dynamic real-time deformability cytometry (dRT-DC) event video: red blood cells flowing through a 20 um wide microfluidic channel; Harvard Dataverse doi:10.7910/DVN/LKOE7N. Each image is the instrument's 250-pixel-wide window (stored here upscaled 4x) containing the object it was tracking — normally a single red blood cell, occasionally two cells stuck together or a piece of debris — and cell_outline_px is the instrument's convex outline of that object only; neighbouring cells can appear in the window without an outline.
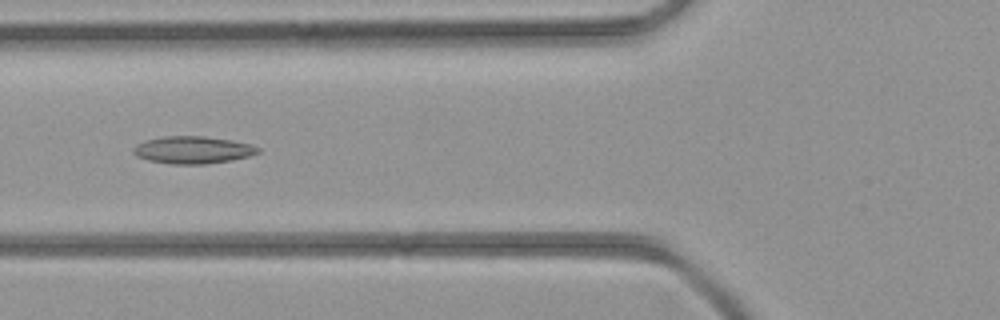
{"species": "common noctule bat (a hibernating species)", "species_latin": "Nyctalus noctula", "temperature_condition": "room temperature", "stored_images_in_passage": 38, "camera_frame_rate_fps": 3000, "um_per_image_px": 0.085, "animal": {"sex": "female", "body_mass_g": 21.9}, "frame": {"image": 1, "passage_image": 11, "time_ms": 3.333, "image_size_px": [1000, 320], "cell_outline_px": [[260, 152], [248, 156], [232, 160], [204, 164], [172, 164], [148, 160], [136, 156], [132, 152], [132, 148], [136, 144], [144, 140], [164, 136], [204, 136], [232, 140], [252, 144], [260, 148]], "centroid_in_image_um": [16.37, 12.74], "position_along_channel_um": 109.4, "area_um2": 20.0}}
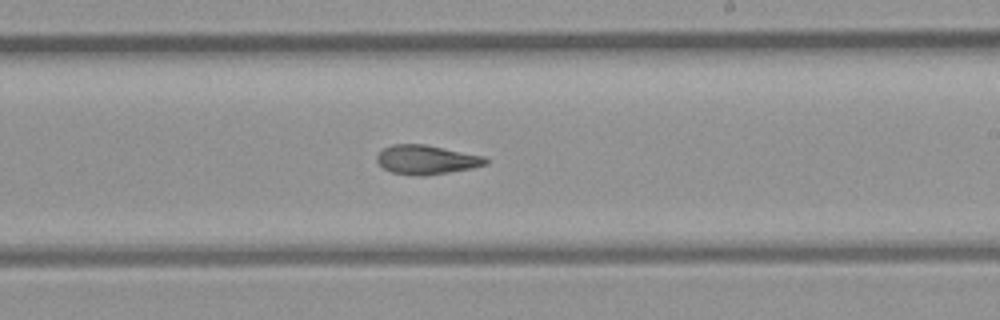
{"frame": {"image": 2, "passage_image": 20, "time_ms": 6.333, "image_size_px": [1000, 320], "cell_outline_px": [[488, 164], [472, 168], [424, 176], [420, 176], [392, 172], [384, 168], [376, 160], [376, 156], [384, 148], [392, 144], [424, 144], [484, 156], [488, 160]], "centroid_in_image_um": [36.25, 13.57], "position_along_channel_um": 252.7, "area_um2": 18.32}}
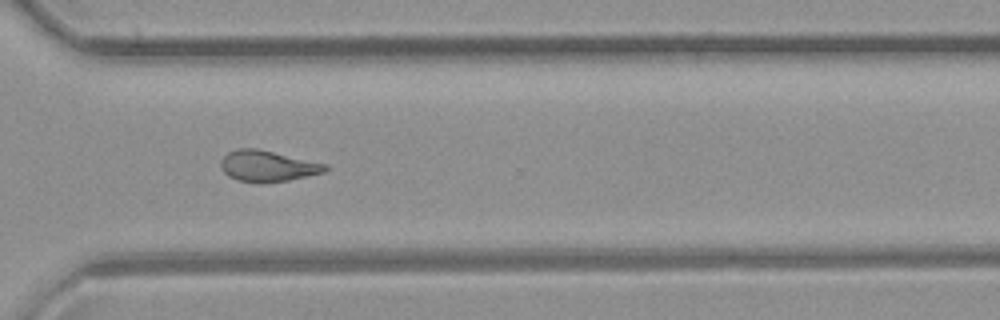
{"frame": {"image": 3, "passage_image": 26, "time_ms": 8.333, "image_size_px": [1000, 320], "cell_outline_px": [[328, 168], [324, 172], [308, 176], [288, 180], [236, 180], [228, 176], [220, 168], [220, 160], [228, 152], [236, 148], [256, 148], [328, 164]], "centroid_in_image_um": [22.73, 14.07], "position_along_channel_um": 347.9, "area_um2": 18.38}}